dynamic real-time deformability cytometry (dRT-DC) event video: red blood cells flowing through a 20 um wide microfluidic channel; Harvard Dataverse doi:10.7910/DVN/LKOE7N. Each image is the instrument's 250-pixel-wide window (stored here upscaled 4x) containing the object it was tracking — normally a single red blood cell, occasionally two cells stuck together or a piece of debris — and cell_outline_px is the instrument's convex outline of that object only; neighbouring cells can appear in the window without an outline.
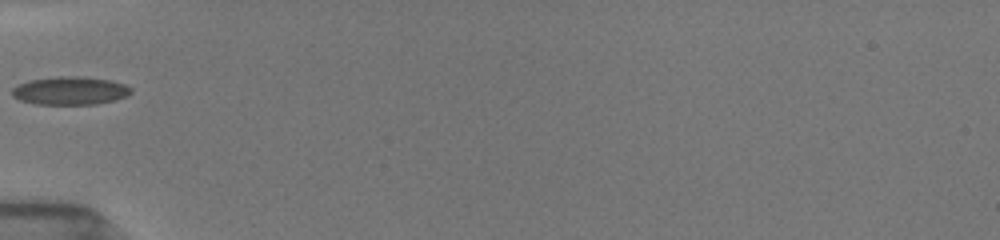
{"species": "common noctule bat (a hibernating species)", "species_latin": "Nyctalus noctula", "temperature_condition": "room temperature", "stored_images_in_passage": 34, "camera_frame_rate_fps": 3000, "um_per_image_px": 0.085, "animal": {"sex": "female", "body_mass_g": 19.5, "forearm_length_mm": 54.1}, "frame": {"image": 1, "passage_image": 1, "time_ms": 0.0, "image_size_px": [1000, 240], "cell_outline_px": [[132, 92], [116, 100], [96, 104], [36, 104], [20, 100], [12, 96], [12, 88], [28, 80], [56, 76], [76, 76], [112, 80], [124, 84], [132, 88]], "centroid_in_image_um": [5.96, 7.7], "position_along_channel_um": 79.0, "area_um2": 19.54}}
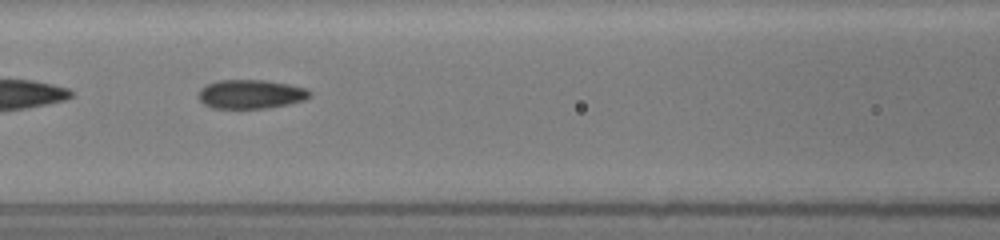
{"frame": {"image": 2, "passage_image": 6, "time_ms": 1.667, "image_size_px": [1000, 240], "cell_outline_px": [[312, 96], [304, 100], [288, 104], [268, 108], [212, 108], [204, 104], [196, 96], [200, 88], [216, 80], [264, 80], [288, 84], [308, 88], [312, 92]], "centroid_in_image_um": [21.32, 8.0], "position_along_channel_um": 145.3, "area_um2": 19.02}}
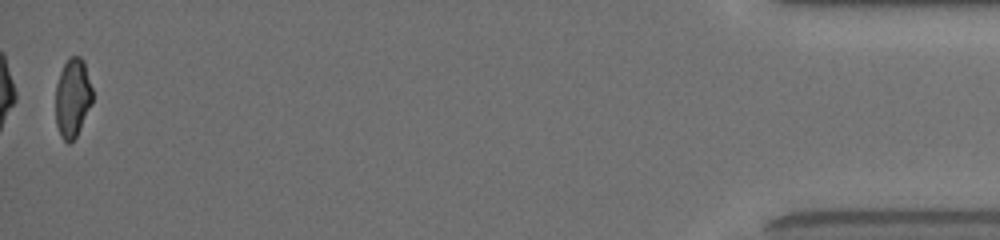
{"frame": {"image": 3, "passage_image": 34, "time_ms": 11.0, "image_size_px": [1000, 240], "cell_outline_px": [[92, 104], [76, 136], [68, 144], [60, 136], [56, 124], [56, 84], [60, 72], [68, 56], [80, 56], [84, 60], [92, 88]], "centroid_in_image_um": [6.17, 8.29], "position_along_channel_um": 429.0, "area_um2": 17.05}}